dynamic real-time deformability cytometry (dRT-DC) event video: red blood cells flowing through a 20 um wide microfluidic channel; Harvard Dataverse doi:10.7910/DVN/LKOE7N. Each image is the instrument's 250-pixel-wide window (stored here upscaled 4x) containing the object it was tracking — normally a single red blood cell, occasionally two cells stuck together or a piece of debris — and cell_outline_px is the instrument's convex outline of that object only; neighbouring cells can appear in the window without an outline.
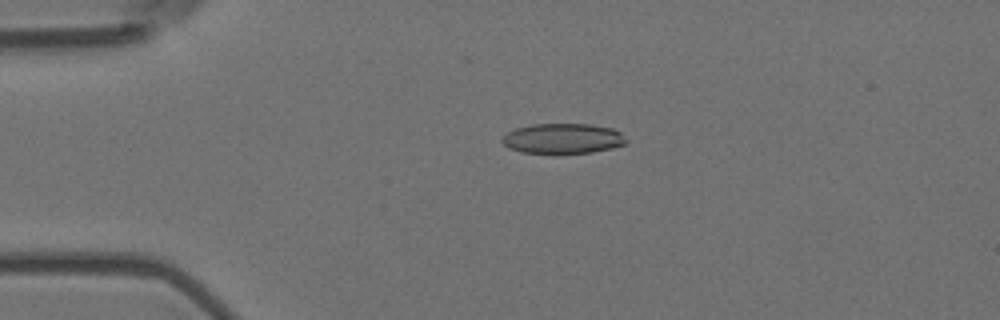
{"species": "Egyptian fruit bat (a non-hibernating species)", "species_latin": "Rousettus aegyptiacus", "temperature_condition": "room temperature", "stored_images_in_passage": 41, "camera_frame_rate_fps": 3000, "um_per_image_px": 0.085, "animal": {"sex": "female"}, "frame": {"image": 1, "passage_image": 4, "time_ms": 1.0, "image_size_px": [1000, 320], "cell_outline_px": [[628, 140], [624, 144], [612, 148], [592, 152], [556, 156], [520, 152], [508, 148], [500, 140], [508, 132], [516, 128], [532, 124], [592, 124], [612, 128], [620, 132]], "centroid_in_image_um": [47.82, 11.81], "position_along_channel_um": 37.2, "area_um2": 22.6}}
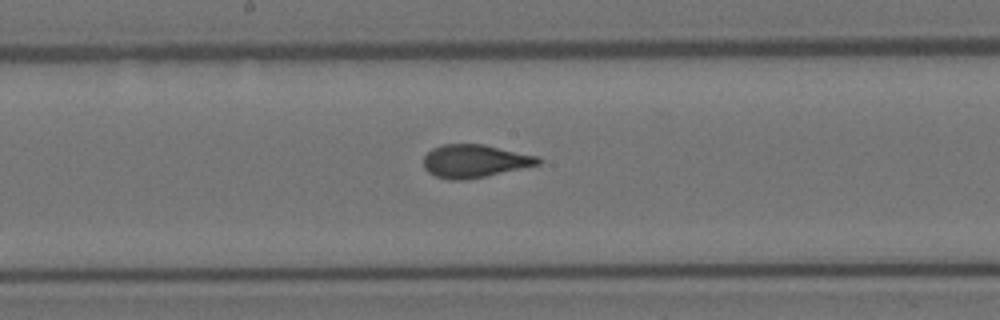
{"frame": {"image": 2, "passage_image": 21, "time_ms": 6.667, "image_size_px": [1000, 320], "cell_outline_px": [[544, 160], [540, 164], [484, 176], [464, 180], [448, 180], [436, 176], [428, 172], [424, 168], [424, 156], [432, 148], [440, 144], [484, 144], [540, 156]], "centroid_in_image_um": [40.36, 13.67], "position_along_channel_um": 207.8, "area_um2": 22.14}}
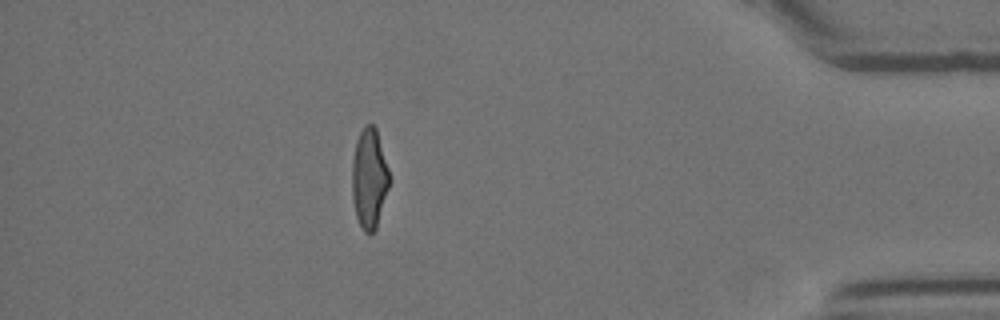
{"frame": {"image": 3, "passage_image": 41, "time_ms": 13.333, "image_size_px": [1000, 320], "cell_outline_px": [[388, 188], [376, 228], [368, 236], [364, 232], [356, 216], [352, 200], [352, 160], [356, 140], [364, 124], [372, 124], [376, 128], [388, 168]], "centroid_in_image_um": [31.36, 15.16], "position_along_channel_um": 403.8, "area_um2": 21.56}, "authors_computed_cell_mechanics": {"area_um2": 22.253, "velocity_mm_per_s": 3.6097, "shape_relaxation_time_tau1_ms": 5.1042, "shape_relaxation_time_tau2_ms": 1.1364, "deformation_change_tau1": 0.1861, "deformation_change_tau2": 0.0662}}